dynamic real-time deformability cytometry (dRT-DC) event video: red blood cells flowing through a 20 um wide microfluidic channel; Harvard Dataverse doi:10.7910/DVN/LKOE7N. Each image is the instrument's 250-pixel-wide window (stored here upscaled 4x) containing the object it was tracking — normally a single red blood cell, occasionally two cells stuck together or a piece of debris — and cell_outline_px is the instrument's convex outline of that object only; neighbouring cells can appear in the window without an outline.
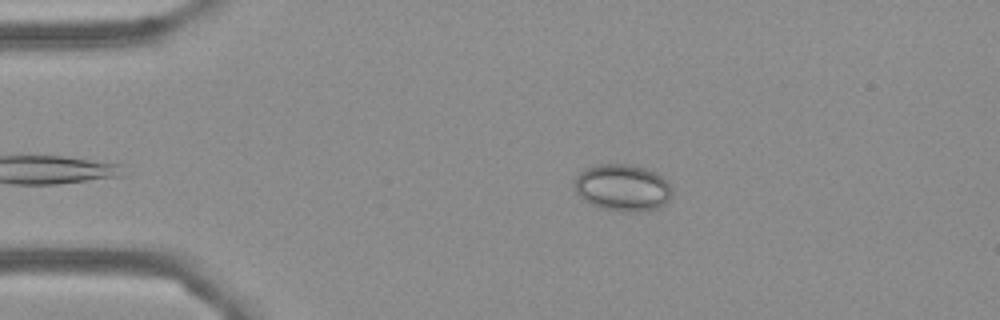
{"species": "Egyptian fruit bat (a non-hibernating species)", "species_latin": "Rousettus aegyptiacus", "temperature_condition": "cold", "stored_images_in_passage": 42, "camera_frame_rate_fps": 3000, "um_per_image_px": 0.085, "frame": {"image": 1, "passage_image": 4, "time_ms": 1.0, "image_size_px": [1000, 320], "cell_outline_px": [[672, 196], [660, 208], [648, 212], [628, 212], [604, 208], [592, 204], [584, 200], [576, 192], [572, 184], [576, 176], [580, 172], [596, 164], [628, 164], [644, 168], [656, 172], [672, 188]], "centroid_in_image_um": [52.92, 15.96], "position_along_channel_um": 32.1, "area_um2": 26.76}}
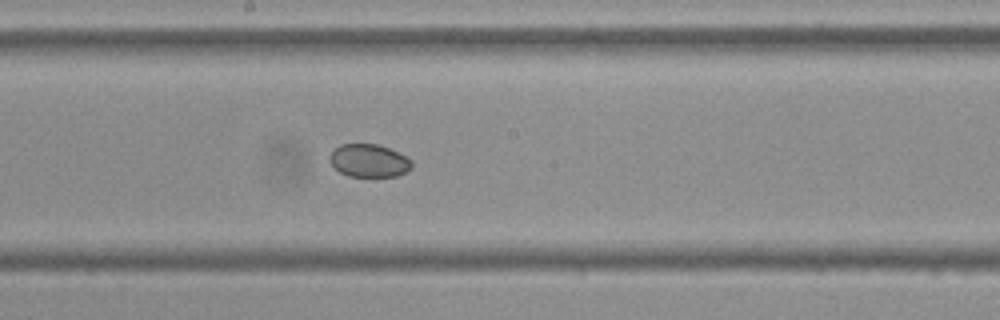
{"frame": {"image": 2, "passage_image": 23, "time_ms": 7.333, "image_size_px": [1000, 320], "cell_outline_px": [[412, 168], [396, 176], [348, 176], [340, 172], [328, 160], [332, 152], [340, 144], [376, 144], [388, 148], [412, 160]], "centroid_in_image_um": [31.35, 13.66], "position_along_channel_um": 216.8, "area_um2": 15.49}}
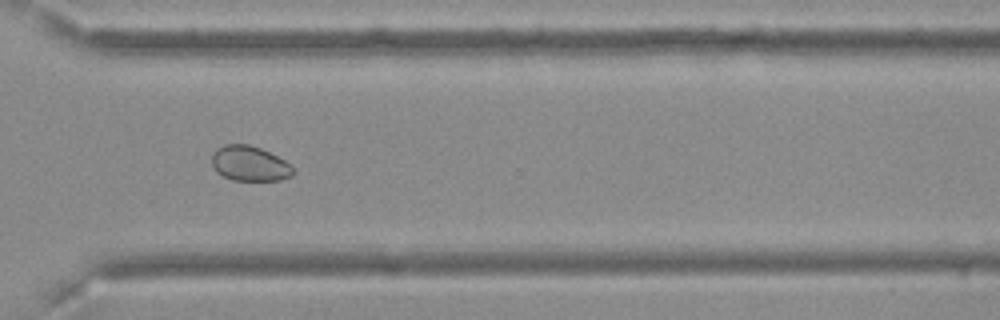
{"frame": {"image": 3, "passage_image": 34, "time_ms": 11.0, "image_size_px": [1000, 320], "cell_outline_px": [[296, 172], [292, 176], [280, 180], [232, 180], [216, 172], [212, 164], [212, 156], [216, 148], [224, 144], [248, 144], [260, 148], [292, 164]], "centroid_in_image_um": [21.24, 13.9], "position_along_channel_um": 349.4, "area_um2": 16.7}}